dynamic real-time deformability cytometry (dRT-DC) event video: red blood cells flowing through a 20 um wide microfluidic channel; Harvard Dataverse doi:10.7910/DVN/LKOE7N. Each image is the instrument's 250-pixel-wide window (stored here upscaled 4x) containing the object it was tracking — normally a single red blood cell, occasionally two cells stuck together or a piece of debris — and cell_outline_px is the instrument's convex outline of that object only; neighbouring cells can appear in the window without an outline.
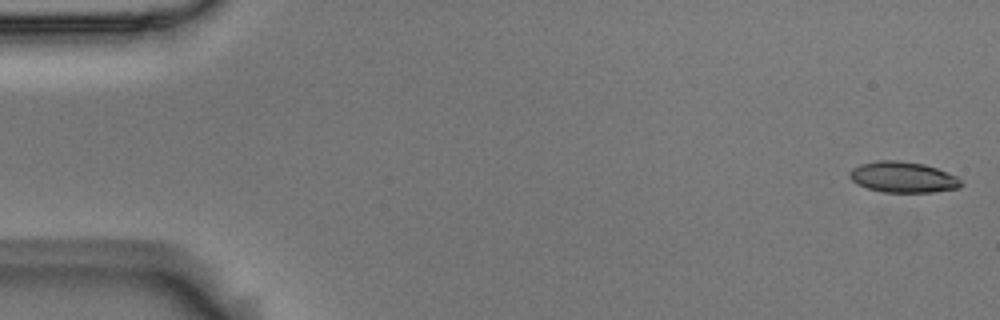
{"species": "Egyptian fruit bat (a non-hibernating species)", "species_latin": "Rousettus aegyptiacus", "temperature_condition": "room temperature", "stored_images_in_passage": 54, "camera_frame_rate_fps": 3000, "um_per_image_px": 0.085, "animal": {"sex": "male"}, "frame": {"image": 1, "passage_image": 1, "time_ms": 0.0, "image_size_px": [1000, 320], "cell_outline_px": [[964, 184], [960, 188], [932, 192], [884, 192], [868, 188], [856, 184], [848, 176], [848, 172], [852, 168], [860, 164], [876, 160], [900, 160], [924, 164], [936, 168], [956, 176]], "centroid_in_image_um": [76.73, 15.05], "position_along_channel_um": 8.3, "area_um2": 20.17}}
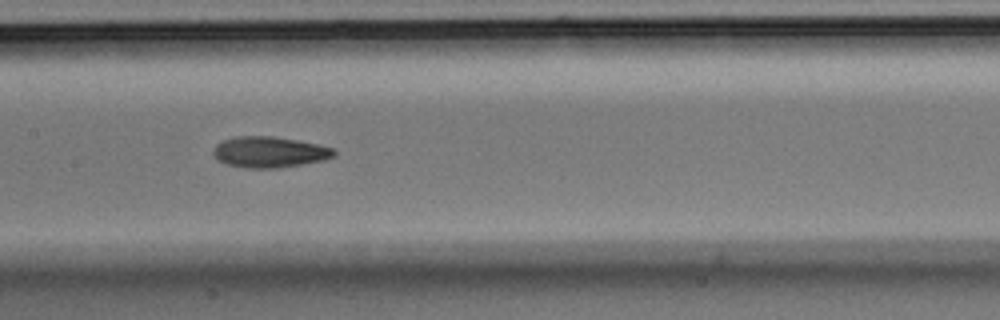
{"frame": {"image": 2, "passage_image": 26, "time_ms": 8.333, "image_size_px": [1000, 320], "cell_outline_px": [[336, 156], [324, 160], [280, 168], [244, 168], [228, 164], [216, 160], [212, 152], [216, 144], [224, 140], [236, 136], [272, 136], [320, 144], [332, 148], [336, 152]], "centroid_in_image_um": [22.9, 12.93], "position_along_channel_um": 184.5, "area_um2": 21.91}}
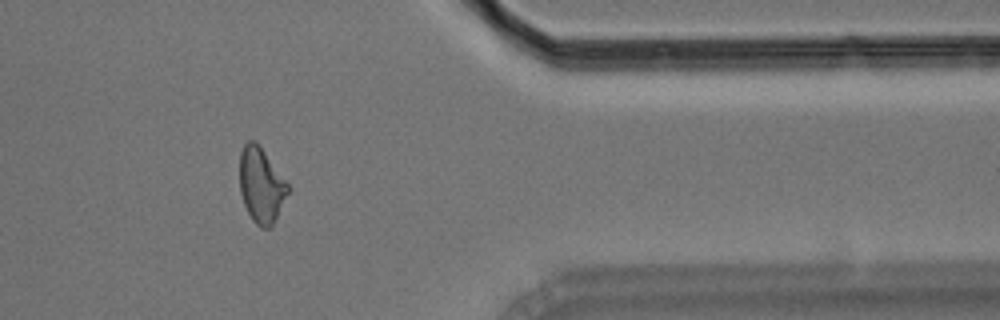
{"frame": {"image": 3, "passage_image": 44, "time_ms": 14.333, "image_size_px": [1000, 320], "cell_outline_px": [[288, 192], [272, 224], [268, 228], [260, 228], [252, 220], [244, 204], [240, 192], [240, 152], [244, 144], [248, 140], [252, 140], [264, 152], [288, 184]], "centroid_in_image_um": [22.16, 15.75], "position_along_channel_um": 389.2, "area_um2": 20.46}, "authors_computed_cell_mechanics": {"area_um2": 21.0681, "velocity_mm_per_s": 3.7391, "shape_relaxation_time_tau1_ms": null, "shape_relaxation_time_tau2_ms": 5.3279, "deformation_change_tau1": null, "deformation_change_tau2": 0.1335}}